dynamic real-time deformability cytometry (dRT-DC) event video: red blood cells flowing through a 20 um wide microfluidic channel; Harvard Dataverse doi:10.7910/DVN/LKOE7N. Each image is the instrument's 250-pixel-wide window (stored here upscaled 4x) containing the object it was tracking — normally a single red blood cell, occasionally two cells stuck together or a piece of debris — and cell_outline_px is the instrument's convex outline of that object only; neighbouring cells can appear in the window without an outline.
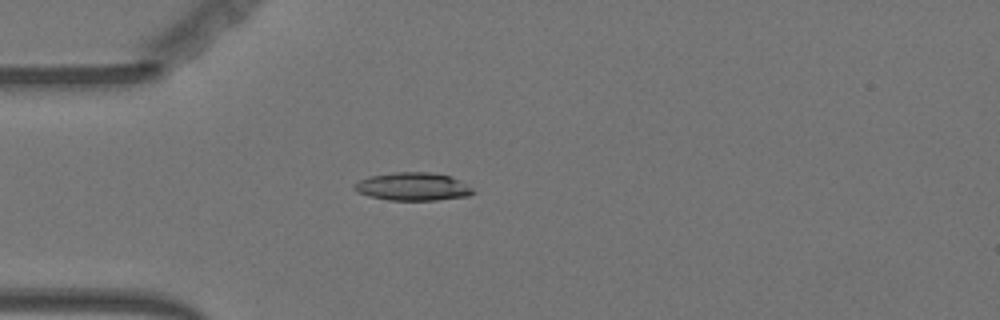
{"species": "Egyptian fruit bat (a non-hibernating species)", "species_latin": "Rousettus aegyptiacus", "temperature_condition": "warm", "stored_images_in_passage": 57, "camera_frame_rate_fps": 3000, "um_per_image_px": 0.085, "animal": {"sex": "female"}, "frame": {"image": 1, "passage_image": 16, "time_ms": 5.0, "image_size_px": [1000, 320], "cell_outline_px": [[476, 192], [468, 196], [436, 200], [388, 200], [368, 196], [356, 192], [352, 188], [352, 184], [368, 176], [392, 172], [428, 172], [452, 176], [472, 188]], "centroid_in_image_um": [35.04, 15.86], "position_along_channel_um": 50.0, "area_um2": 19.59}}
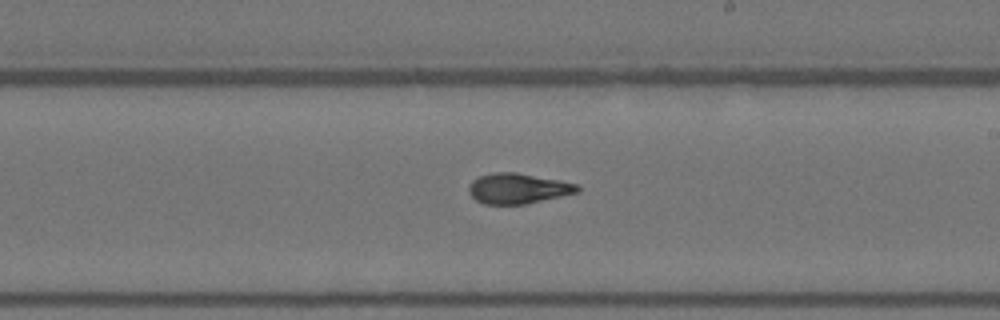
{"frame": {"image": 2, "passage_image": 33, "time_ms": 10.667, "image_size_px": [1000, 320], "cell_outline_px": [[580, 192], [524, 204], [484, 204], [476, 200], [468, 192], [468, 188], [472, 180], [480, 176], [496, 172], [516, 172], [560, 180], [576, 184], [580, 188]], "centroid_in_image_um": [44.02, 16.02], "position_along_channel_um": 245.0, "area_um2": 19.13}}
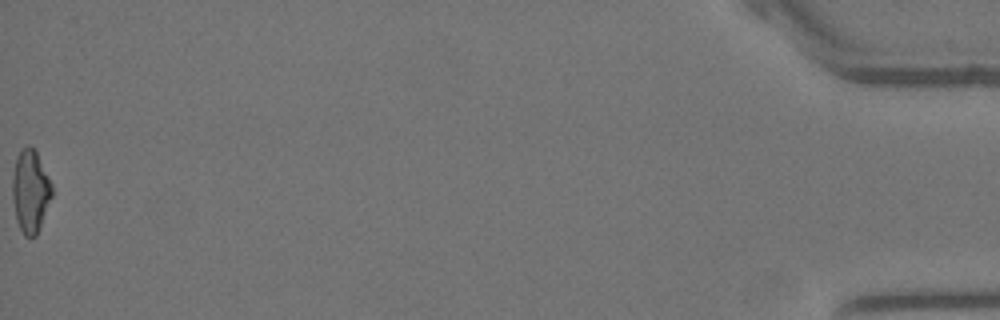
{"frame": {"image": 3, "passage_image": 57, "time_ms": 18.667, "image_size_px": [1000, 320], "cell_outline_px": [[52, 196], [36, 236], [24, 236], [16, 220], [12, 196], [12, 176], [16, 156], [28, 144], [36, 152], [52, 184]], "centroid_in_image_um": [2.57, 16.26], "position_along_channel_um": 432.6, "area_um2": 18.84}, "authors_computed_cell_mechanics": {"area_um2": 19.2474, "velocity_mm_per_s": 3.6289, "shape_relaxation_time_tau1_ms": null, "shape_relaxation_time_tau2_ms": 2.5117, "deformation_change_tau1": null, "deformation_change_tau2": 0.1054}}